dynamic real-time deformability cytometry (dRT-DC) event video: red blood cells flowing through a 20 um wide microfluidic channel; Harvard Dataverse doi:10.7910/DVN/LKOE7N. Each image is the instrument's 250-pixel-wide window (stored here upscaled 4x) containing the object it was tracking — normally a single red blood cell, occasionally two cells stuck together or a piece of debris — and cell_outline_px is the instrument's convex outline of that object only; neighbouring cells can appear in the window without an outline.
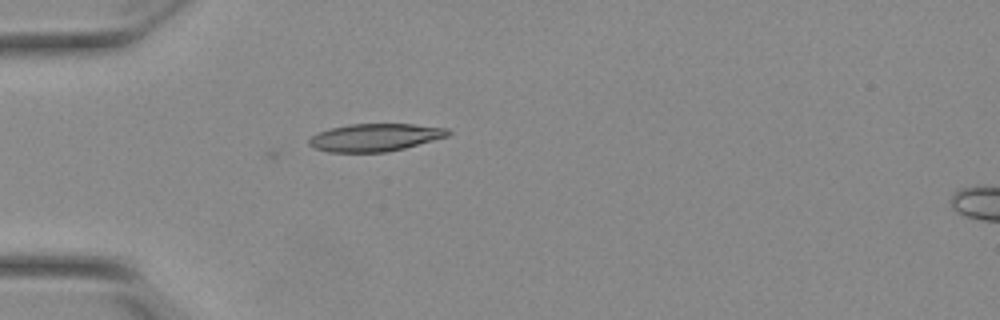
{"species": "Egyptian fruit bat (a non-hibernating species)", "species_latin": "Rousettus aegyptiacus", "temperature_condition": "warm", "stored_images_in_passage": 38, "camera_frame_rate_fps": 3000, "um_per_image_px": 0.085, "animal": {"sex": "female"}, "frame": {"image": 1, "passage_image": 1, "time_ms": 0.0, "image_size_px": [1000, 320], "cell_outline_px": [[452, 132], [448, 136], [404, 148], [384, 152], [328, 152], [316, 148], [308, 144], [308, 140], [312, 136], [320, 132], [332, 128], [348, 124], [416, 124], [448, 128]], "centroid_in_image_um": [31.91, 11.67], "position_along_channel_um": 53.1, "area_um2": 22.25}}
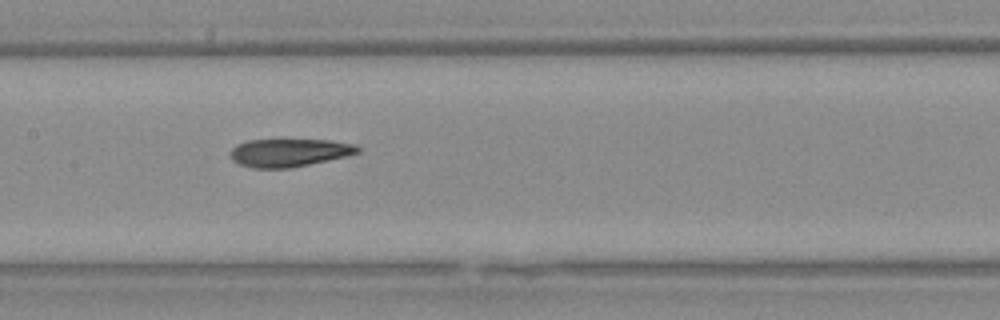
{"frame": {"image": 2, "passage_image": 12, "time_ms": 3.667, "image_size_px": [1000, 320], "cell_outline_px": [[360, 152], [348, 156], [288, 168], [252, 168], [240, 164], [232, 160], [232, 148], [236, 144], [248, 140], [328, 140], [356, 144], [360, 148]], "centroid_in_image_um": [24.6, 12.97], "position_along_channel_um": 182.8, "area_um2": 20.63}}
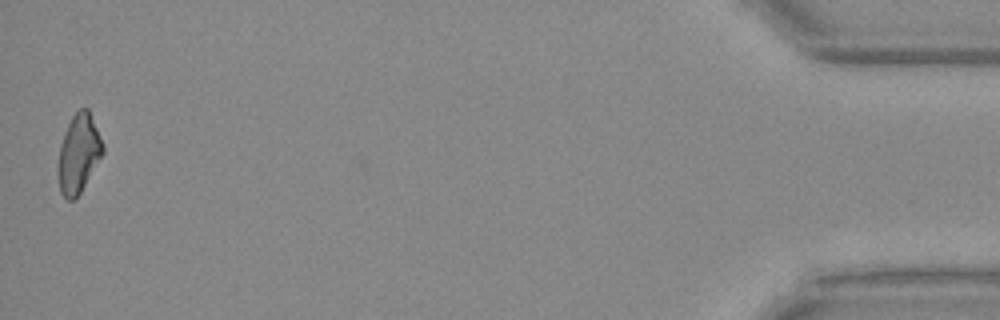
{"frame": {"image": 3, "passage_image": 38, "time_ms": 12.333, "image_size_px": [1000, 320], "cell_outline_px": [[104, 152], [80, 192], [72, 200], [68, 200], [60, 192], [56, 172], [60, 144], [64, 132], [72, 116], [80, 108], [88, 108], [104, 144]], "centroid_in_image_um": [6.66, 13.04], "position_along_channel_um": 428.5, "area_um2": 20.52}, "authors_computed_cell_mechanics": {"area_um2": 21.4727, "velocity_mm_per_s": 3.86, "shape_relaxation_time_tau1_ms": null, "shape_relaxation_time_tau2_ms": 3.3394, "deformation_change_tau1": null, "deformation_change_tau2": 0.1234}}